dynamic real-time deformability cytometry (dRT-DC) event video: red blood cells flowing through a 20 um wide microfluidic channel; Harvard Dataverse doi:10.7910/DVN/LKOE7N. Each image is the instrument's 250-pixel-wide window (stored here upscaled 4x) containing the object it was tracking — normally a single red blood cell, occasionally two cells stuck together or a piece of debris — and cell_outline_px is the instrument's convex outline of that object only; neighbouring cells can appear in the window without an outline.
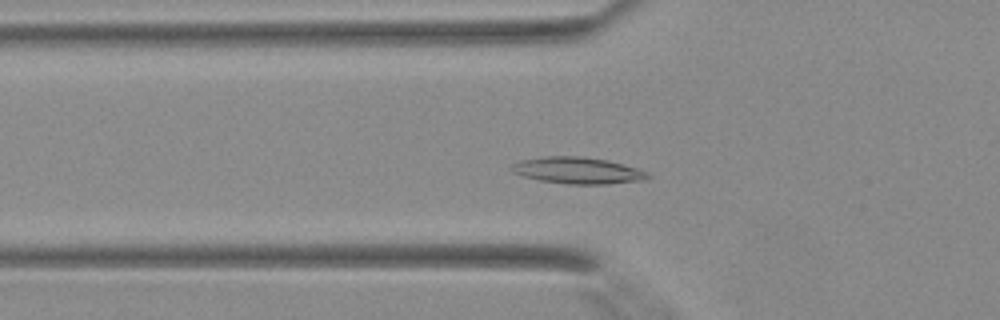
{"species": "Egyptian fruit bat (a non-hibernating species)", "species_latin": "Rousettus aegyptiacus", "temperature_condition": "warm", "stored_images_in_passage": 38, "camera_frame_rate_fps": 3000, "um_per_image_px": 0.085, "animal": {"sex": "female"}, "frame": {"image": 1, "passage_image": 11, "time_ms": 3.333, "image_size_px": [1000, 320], "cell_outline_px": [[652, 176], [648, 180], [608, 184], [568, 184], [540, 180], [524, 176], [512, 172], [512, 164], [520, 160], [544, 156], [580, 156], [608, 160], [636, 168], [648, 172]], "centroid_in_image_um": [49.15, 14.49], "position_along_channel_um": 76.7, "area_um2": 21.15}}
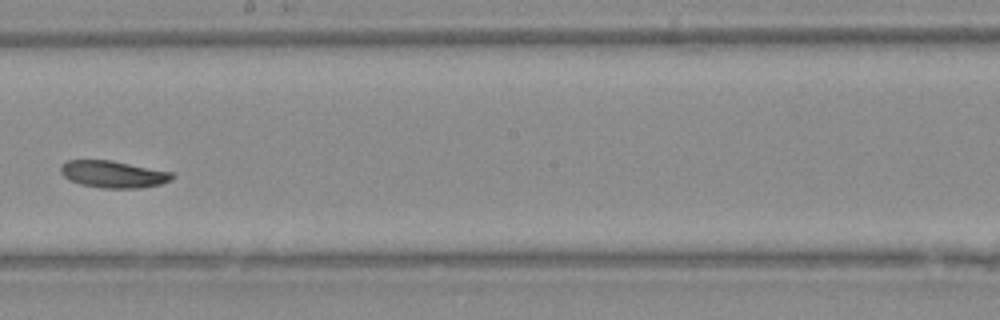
{"frame": {"image": 2, "passage_image": 21, "time_ms": 6.667, "image_size_px": [1000, 320], "cell_outline_px": [[176, 176], [172, 180], [160, 184], [140, 188], [100, 188], [80, 184], [68, 180], [60, 172], [60, 168], [68, 160], [112, 160], [172, 172]], "centroid_in_image_um": [9.64, 14.81], "position_along_channel_um": 238.6, "area_um2": 17.63}}
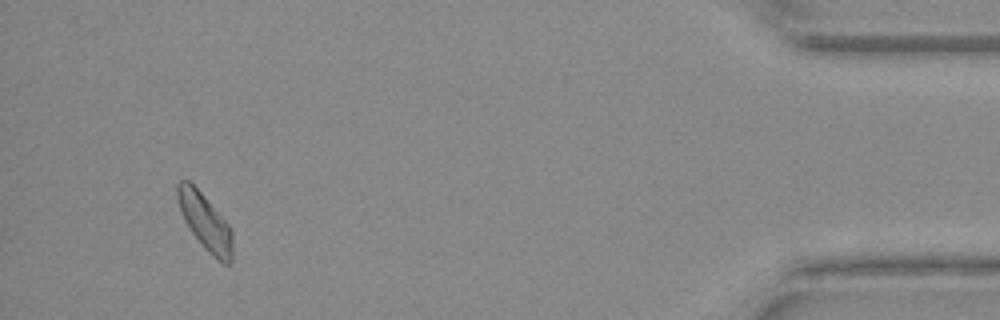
{"frame": {"image": 3, "passage_image": 36, "time_ms": 11.667, "image_size_px": [1000, 320], "cell_outline_px": [[232, 264], [224, 264], [212, 256], [208, 252], [192, 232], [184, 220], [176, 196], [176, 184], [180, 180], [188, 180], [200, 192], [232, 228]], "centroid_in_image_um": [17.44, 18.88], "position_along_channel_um": 417.8, "area_um2": 17.86}}